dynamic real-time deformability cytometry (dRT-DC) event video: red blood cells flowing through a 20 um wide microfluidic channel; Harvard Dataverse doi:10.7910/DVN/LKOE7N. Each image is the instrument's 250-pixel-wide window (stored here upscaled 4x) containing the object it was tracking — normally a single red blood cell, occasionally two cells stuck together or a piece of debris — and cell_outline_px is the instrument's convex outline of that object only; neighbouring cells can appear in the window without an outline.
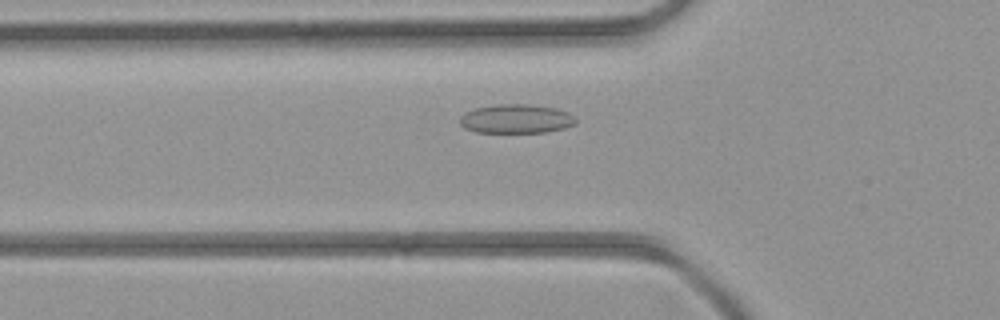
{"species": "common noctule bat (a hibernating species)", "species_latin": "Nyctalus noctula", "temperature_condition": "room temperature", "stored_images_in_passage": 6, "camera_frame_rate_fps": 3000, "um_per_image_px": 0.085, "animal": {"sex": "female", "body_mass_g": 21.9}, "frame": {"image": 1, "passage_image": 4, "time_ms": 3.667, "image_size_px": [1000, 320], "cell_outline_px": [[576, 124], [564, 128], [544, 132], [476, 132], [464, 128], [460, 124], [460, 116], [464, 112], [476, 108], [496, 104], [528, 104], [556, 108], [568, 112], [576, 120]], "centroid_in_image_um": [43.85, 10.09], "position_along_channel_um": 81.9, "area_um2": 19.59}}